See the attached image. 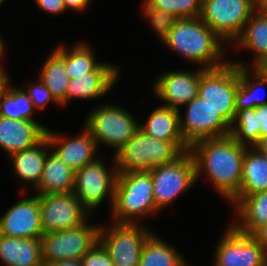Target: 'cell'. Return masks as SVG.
Instances as JSON below:
<instances>
[{
	"label": "cell",
	"instance_id": "6",
	"mask_svg": "<svg viewBox=\"0 0 267 266\" xmlns=\"http://www.w3.org/2000/svg\"><path fill=\"white\" fill-rule=\"evenodd\" d=\"M257 8V0H202L200 19L225 43L233 44Z\"/></svg>",
	"mask_w": 267,
	"mask_h": 266
},
{
	"label": "cell",
	"instance_id": "21",
	"mask_svg": "<svg viewBox=\"0 0 267 266\" xmlns=\"http://www.w3.org/2000/svg\"><path fill=\"white\" fill-rule=\"evenodd\" d=\"M0 260L6 266H45L41 239L0 235Z\"/></svg>",
	"mask_w": 267,
	"mask_h": 266
},
{
	"label": "cell",
	"instance_id": "47",
	"mask_svg": "<svg viewBox=\"0 0 267 266\" xmlns=\"http://www.w3.org/2000/svg\"><path fill=\"white\" fill-rule=\"evenodd\" d=\"M6 0H0V6L5 2Z\"/></svg>",
	"mask_w": 267,
	"mask_h": 266
},
{
	"label": "cell",
	"instance_id": "45",
	"mask_svg": "<svg viewBox=\"0 0 267 266\" xmlns=\"http://www.w3.org/2000/svg\"><path fill=\"white\" fill-rule=\"evenodd\" d=\"M258 8L267 14V0H257Z\"/></svg>",
	"mask_w": 267,
	"mask_h": 266
},
{
	"label": "cell",
	"instance_id": "42",
	"mask_svg": "<svg viewBox=\"0 0 267 266\" xmlns=\"http://www.w3.org/2000/svg\"><path fill=\"white\" fill-rule=\"evenodd\" d=\"M254 69L258 71L267 80V57L259 62Z\"/></svg>",
	"mask_w": 267,
	"mask_h": 266
},
{
	"label": "cell",
	"instance_id": "19",
	"mask_svg": "<svg viewBox=\"0 0 267 266\" xmlns=\"http://www.w3.org/2000/svg\"><path fill=\"white\" fill-rule=\"evenodd\" d=\"M47 129L35 120H13L0 116V147L10 157L40 142Z\"/></svg>",
	"mask_w": 267,
	"mask_h": 266
},
{
	"label": "cell",
	"instance_id": "22",
	"mask_svg": "<svg viewBox=\"0 0 267 266\" xmlns=\"http://www.w3.org/2000/svg\"><path fill=\"white\" fill-rule=\"evenodd\" d=\"M50 144L45 136L40 142L29 149L12 154L9 158L17 178L30 183L31 187H37L42 177L44 163Z\"/></svg>",
	"mask_w": 267,
	"mask_h": 266
},
{
	"label": "cell",
	"instance_id": "10",
	"mask_svg": "<svg viewBox=\"0 0 267 266\" xmlns=\"http://www.w3.org/2000/svg\"><path fill=\"white\" fill-rule=\"evenodd\" d=\"M149 171L157 211L169 206L197 182L195 162L189 151L184 152L173 163L154 166Z\"/></svg>",
	"mask_w": 267,
	"mask_h": 266
},
{
	"label": "cell",
	"instance_id": "33",
	"mask_svg": "<svg viewBox=\"0 0 267 266\" xmlns=\"http://www.w3.org/2000/svg\"><path fill=\"white\" fill-rule=\"evenodd\" d=\"M150 7L168 10L177 18H197L202 10V0H145Z\"/></svg>",
	"mask_w": 267,
	"mask_h": 266
},
{
	"label": "cell",
	"instance_id": "43",
	"mask_svg": "<svg viewBox=\"0 0 267 266\" xmlns=\"http://www.w3.org/2000/svg\"><path fill=\"white\" fill-rule=\"evenodd\" d=\"M10 81L9 76L6 74L3 66H0V95L5 89L6 84Z\"/></svg>",
	"mask_w": 267,
	"mask_h": 266
},
{
	"label": "cell",
	"instance_id": "32",
	"mask_svg": "<svg viewBox=\"0 0 267 266\" xmlns=\"http://www.w3.org/2000/svg\"><path fill=\"white\" fill-rule=\"evenodd\" d=\"M254 117V108L244 109L235 114L230 125V136L239 144L253 147L257 143L256 118Z\"/></svg>",
	"mask_w": 267,
	"mask_h": 266
},
{
	"label": "cell",
	"instance_id": "29",
	"mask_svg": "<svg viewBox=\"0 0 267 266\" xmlns=\"http://www.w3.org/2000/svg\"><path fill=\"white\" fill-rule=\"evenodd\" d=\"M181 254L154 233L146 240L138 266H186Z\"/></svg>",
	"mask_w": 267,
	"mask_h": 266
},
{
	"label": "cell",
	"instance_id": "36",
	"mask_svg": "<svg viewBox=\"0 0 267 266\" xmlns=\"http://www.w3.org/2000/svg\"><path fill=\"white\" fill-rule=\"evenodd\" d=\"M80 262L82 266H115L99 241L83 255Z\"/></svg>",
	"mask_w": 267,
	"mask_h": 266
},
{
	"label": "cell",
	"instance_id": "41",
	"mask_svg": "<svg viewBox=\"0 0 267 266\" xmlns=\"http://www.w3.org/2000/svg\"><path fill=\"white\" fill-rule=\"evenodd\" d=\"M253 148L267 158V136L260 138Z\"/></svg>",
	"mask_w": 267,
	"mask_h": 266
},
{
	"label": "cell",
	"instance_id": "18",
	"mask_svg": "<svg viewBox=\"0 0 267 266\" xmlns=\"http://www.w3.org/2000/svg\"><path fill=\"white\" fill-rule=\"evenodd\" d=\"M115 64L102 62L95 70L71 79L66 92V105L70 99H94L104 97L119 79Z\"/></svg>",
	"mask_w": 267,
	"mask_h": 266
},
{
	"label": "cell",
	"instance_id": "7",
	"mask_svg": "<svg viewBox=\"0 0 267 266\" xmlns=\"http://www.w3.org/2000/svg\"><path fill=\"white\" fill-rule=\"evenodd\" d=\"M100 225L86 221L73 229L47 232L42 235V261L45 266L64 260L80 261L99 241Z\"/></svg>",
	"mask_w": 267,
	"mask_h": 266
},
{
	"label": "cell",
	"instance_id": "11",
	"mask_svg": "<svg viewBox=\"0 0 267 266\" xmlns=\"http://www.w3.org/2000/svg\"><path fill=\"white\" fill-rule=\"evenodd\" d=\"M113 163V168L109 169L98 157L75 172L73 193L92 216L106 197H109L110 207L113 206L118 174L114 160Z\"/></svg>",
	"mask_w": 267,
	"mask_h": 266
},
{
	"label": "cell",
	"instance_id": "13",
	"mask_svg": "<svg viewBox=\"0 0 267 266\" xmlns=\"http://www.w3.org/2000/svg\"><path fill=\"white\" fill-rule=\"evenodd\" d=\"M186 106L185 117L180 115V129L184 141L194 142L230 135V124L206 101L196 96Z\"/></svg>",
	"mask_w": 267,
	"mask_h": 266
},
{
	"label": "cell",
	"instance_id": "20",
	"mask_svg": "<svg viewBox=\"0 0 267 266\" xmlns=\"http://www.w3.org/2000/svg\"><path fill=\"white\" fill-rule=\"evenodd\" d=\"M230 203L236 207V221L231 225L238 232L252 235L267 223V190L247 196H236Z\"/></svg>",
	"mask_w": 267,
	"mask_h": 266
},
{
	"label": "cell",
	"instance_id": "2",
	"mask_svg": "<svg viewBox=\"0 0 267 266\" xmlns=\"http://www.w3.org/2000/svg\"><path fill=\"white\" fill-rule=\"evenodd\" d=\"M164 43L203 69L218 68L228 62L221 59L225 42L200 17L178 18Z\"/></svg>",
	"mask_w": 267,
	"mask_h": 266
},
{
	"label": "cell",
	"instance_id": "39",
	"mask_svg": "<svg viewBox=\"0 0 267 266\" xmlns=\"http://www.w3.org/2000/svg\"><path fill=\"white\" fill-rule=\"evenodd\" d=\"M91 1L92 0H64L67 10L71 9L77 12L86 10Z\"/></svg>",
	"mask_w": 267,
	"mask_h": 266
},
{
	"label": "cell",
	"instance_id": "40",
	"mask_svg": "<svg viewBox=\"0 0 267 266\" xmlns=\"http://www.w3.org/2000/svg\"><path fill=\"white\" fill-rule=\"evenodd\" d=\"M252 236L264 247L267 251V223L260 226Z\"/></svg>",
	"mask_w": 267,
	"mask_h": 266
},
{
	"label": "cell",
	"instance_id": "37",
	"mask_svg": "<svg viewBox=\"0 0 267 266\" xmlns=\"http://www.w3.org/2000/svg\"><path fill=\"white\" fill-rule=\"evenodd\" d=\"M254 118H256L257 142L260 138L267 136V104L254 108Z\"/></svg>",
	"mask_w": 267,
	"mask_h": 266
},
{
	"label": "cell",
	"instance_id": "35",
	"mask_svg": "<svg viewBox=\"0 0 267 266\" xmlns=\"http://www.w3.org/2000/svg\"><path fill=\"white\" fill-rule=\"evenodd\" d=\"M37 84L28 86L25 90L28 96L30 97L34 108L45 109L48 106L49 102L54 104H60L52 96L51 91L44 85V83L38 78Z\"/></svg>",
	"mask_w": 267,
	"mask_h": 266
},
{
	"label": "cell",
	"instance_id": "38",
	"mask_svg": "<svg viewBox=\"0 0 267 266\" xmlns=\"http://www.w3.org/2000/svg\"><path fill=\"white\" fill-rule=\"evenodd\" d=\"M41 11L58 15L67 12L64 0H34Z\"/></svg>",
	"mask_w": 267,
	"mask_h": 266
},
{
	"label": "cell",
	"instance_id": "26",
	"mask_svg": "<svg viewBox=\"0 0 267 266\" xmlns=\"http://www.w3.org/2000/svg\"><path fill=\"white\" fill-rule=\"evenodd\" d=\"M180 115L179 109L163 105L153 110L144 124L139 123V128L158 140L184 141L180 129Z\"/></svg>",
	"mask_w": 267,
	"mask_h": 266
},
{
	"label": "cell",
	"instance_id": "8",
	"mask_svg": "<svg viewBox=\"0 0 267 266\" xmlns=\"http://www.w3.org/2000/svg\"><path fill=\"white\" fill-rule=\"evenodd\" d=\"M238 86L239 66L228 61L218 68H202L198 96L231 125L236 114L235 94Z\"/></svg>",
	"mask_w": 267,
	"mask_h": 266
},
{
	"label": "cell",
	"instance_id": "24",
	"mask_svg": "<svg viewBox=\"0 0 267 266\" xmlns=\"http://www.w3.org/2000/svg\"><path fill=\"white\" fill-rule=\"evenodd\" d=\"M231 62L239 66V86L235 94L236 113L244 109L267 104V100H265V97L263 98L260 93L263 86L267 87V80L254 68L250 71V67L247 66L249 64H245V62L242 63V61L234 62L231 60ZM251 77H253L254 80H251Z\"/></svg>",
	"mask_w": 267,
	"mask_h": 266
},
{
	"label": "cell",
	"instance_id": "23",
	"mask_svg": "<svg viewBox=\"0 0 267 266\" xmlns=\"http://www.w3.org/2000/svg\"><path fill=\"white\" fill-rule=\"evenodd\" d=\"M75 171L65 164L53 151H48L37 195L69 193L74 188Z\"/></svg>",
	"mask_w": 267,
	"mask_h": 266
},
{
	"label": "cell",
	"instance_id": "25",
	"mask_svg": "<svg viewBox=\"0 0 267 266\" xmlns=\"http://www.w3.org/2000/svg\"><path fill=\"white\" fill-rule=\"evenodd\" d=\"M233 43L253 52L255 62L252 63V68L267 57V14L257 8Z\"/></svg>",
	"mask_w": 267,
	"mask_h": 266
},
{
	"label": "cell",
	"instance_id": "30",
	"mask_svg": "<svg viewBox=\"0 0 267 266\" xmlns=\"http://www.w3.org/2000/svg\"><path fill=\"white\" fill-rule=\"evenodd\" d=\"M86 43H77L71 49L60 45L54 51L64 60L70 79L80 77L95 70L101 62H96L94 52Z\"/></svg>",
	"mask_w": 267,
	"mask_h": 266
},
{
	"label": "cell",
	"instance_id": "46",
	"mask_svg": "<svg viewBox=\"0 0 267 266\" xmlns=\"http://www.w3.org/2000/svg\"><path fill=\"white\" fill-rule=\"evenodd\" d=\"M5 44L2 42V38L0 37V60L2 59V56H4V50H5ZM1 66V64H0Z\"/></svg>",
	"mask_w": 267,
	"mask_h": 266
},
{
	"label": "cell",
	"instance_id": "5",
	"mask_svg": "<svg viewBox=\"0 0 267 266\" xmlns=\"http://www.w3.org/2000/svg\"><path fill=\"white\" fill-rule=\"evenodd\" d=\"M84 127L96 140L97 146L114 147L116 153L135 134L139 123L119 105L102 104L88 114Z\"/></svg>",
	"mask_w": 267,
	"mask_h": 266
},
{
	"label": "cell",
	"instance_id": "28",
	"mask_svg": "<svg viewBox=\"0 0 267 266\" xmlns=\"http://www.w3.org/2000/svg\"><path fill=\"white\" fill-rule=\"evenodd\" d=\"M39 78L60 106L66 105V92L71 79L64 60L54 50L41 66Z\"/></svg>",
	"mask_w": 267,
	"mask_h": 266
},
{
	"label": "cell",
	"instance_id": "12",
	"mask_svg": "<svg viewBox=\"0 0 267 266\" xmlns=\"http://www.w3.org/2000/svg\"><path fill=\"white\" fill-rule=\"evenodd\" d=\"M39 205L44 233L76 228L92 216L73 191L39 195Z\"/></svg>",
	"mask_w": 267,
	"mask_h": 266
},
{
	"label": "cell",
	"instance_id": "16",
	"mask_svg": "<svg viewBox=\"0 0 267 266\" xmlns=\"http://www.w3.org/2000/svg\"><path fill=\"white\" fill-rule=\"evenodd\" d=\"M162 74L155 80L153 92L157 99L164 102V106L180 109V106L198 96L202 68L195 72L168 71Z\"/></svg>",
	"mask_w": 267,
	"mask_h": 266
},
{
	"label": "cell",
	"instance_id": "3",
	"mask_svg": "<svg viewBox=\"0 0 267 266\" xmlns=\"http://www.w3.org/2000/svg\"><path fill=\"white\" fill-rule=\"evenodd\" d=\"M189 151L185 141H165L151 137L140 128L113 156L118 173L147 171L154 166L173 163Z\"/></svg>",
	"mask_w": 267,
	"mask_h": 266
},
{
	"label": "cell",
	"instance_id": "4",
	"mask_svg": "<svg viewBox=\"0 0 267 266\" xmlns=\"http://www.w3.org/2000/svg\"><path fill=\"white\" fill-rule=\"evenodd\" d=\"M110 210L112 222L130 224L157 212L150 171L118 173Z\"/></svg>",
	"mask_w": 267,
	"mask_h": 266
},
{
	"label": "cell",
	"instance_id": "27",
	"mask_svg": "<svg viewBox=\"0 0 267 266\" xmlns=\"http://www.w3.org/2000/svg\"><path fill=\"white\" fill-rule=\"evenodd\" d=\"M266 190L267 158L253 147H248L243 160L242 177L237 196H247Z\"/></svg>",
	"mask_w": 267,
	"mask_h": 266
},
{
	"label": "cell",
	"instance_id": "9",
	"mask_svg": "<svg viewBox=\"0 0 267 266\" xmlns=\"http://www.w3.org/2000/svg\"><path fill=\"white\" fill-rule=\"evenodd\" d=\"M109 226H100L99 242L105 247L113 264L138 266L142 249L152 231L138 223L112 222Z\"/></svg>",
	"mask_w": 267,
	"mask_h": 266
},
{
	"label": "cell",
	"instance_id": "14",
	"mask_svg": "<svg viewBox=\"0 0 267 266\" xmlns=\"http://www.w3.org/2000/svg\"><path fill=\"white\" fill-rule=\"evenodd\" d=\"M214 251L213 266H267V251L252 236L226 229Z\"/></svg>",
	"mask_w": 267,
	"mask_h": 266
},
{
	"label": "cell",
	"instance_id": "1",
	"mask_svg": "<svg viewBox=\"0 0 267 266\" xmlns=\"http://www.w3.org/2000/svg\"><path fill=\"white\" fill-rule=\"evenodd\" d=\"M247 148L230 135L194 142L189 152L195 162L196 181L205 174L220 196L231 202L239 194Z\"/></svg>",
	"mask_w": 267,
	"mask_h": 266
},
{
	"label": "cell",
	"instance_id": "15",
	"mask_svg": "<svg viewBox=\"0 0 267 266\" xmlns=\"http://www.w3.org/2000/svg\"><path fill=\"white\" fill-rule=\"evenodd\" d=\"M39 195L22 198L0 217V235L19 238H41Z\"/></svg>",
	"mask_w": 267,
	"mask_h": 266
},
{
	"label": "cell",
	"instance_id": "31",
	"mask_svg": "<svg viewBox=\"0 0 267 266\" xmlns=\"http://www.w3.org/2000/svg\"><path fill=\"white\" fill-rule=\"evenodd\" d=\"M10 82L0 95V116L13 120H34V106L26 90L10 87Z\"/></svg>",
	"mask_w": 267,
	"mask_h": 266
},
{
	"label": "cell",
	"instance_id": "44",
	"mask_svg": "<svg viewBox=\"0 0 267 266\" xmlns=\"http://www.w3.org/2000/svg\"><path fill=\"white\" fill-rule=\"evenodd\" d=\"M47 266H82L80 261L76 260H64L50 263Z\"/></svg>",
	"mask_w": 267,
	"mask_h": 266
},
{
	"label": "cell",
	"instance_id": "17",
	"mask_svg": "<svg viewBox=\"0 0 267 266\" xmlns=\"http://www.w3.org/2000/svg\"><path fill=\"white\" fill-rule=\"evenodd\" d=\"M83 129V132L69 139L53 133L49 128L45 135L51 150L56 148L53 150L56 155L75 172L98 158L96 140L85 127Z\"/></svg>",
	"mask_w": 267,
	"mask_h": 266
},
{
	"label": "cell",
	"instance_id": "34",
	"mask_svg": "<svg viewBox=\"0 0 267 266\" xmlns=\"http://www.w3.org/2000/svg\"><path fill=\"white\" fill-rule=\"evenodd\" d=\"M142 12L144 14L143 16L149 20L158 38L164 42L172 26L178 19L176 15L168 10L150 7L146 2L144 3Z\"/></svg>",
	"mask_w": 267,
	"mask_h": 266
}]
</instances>
